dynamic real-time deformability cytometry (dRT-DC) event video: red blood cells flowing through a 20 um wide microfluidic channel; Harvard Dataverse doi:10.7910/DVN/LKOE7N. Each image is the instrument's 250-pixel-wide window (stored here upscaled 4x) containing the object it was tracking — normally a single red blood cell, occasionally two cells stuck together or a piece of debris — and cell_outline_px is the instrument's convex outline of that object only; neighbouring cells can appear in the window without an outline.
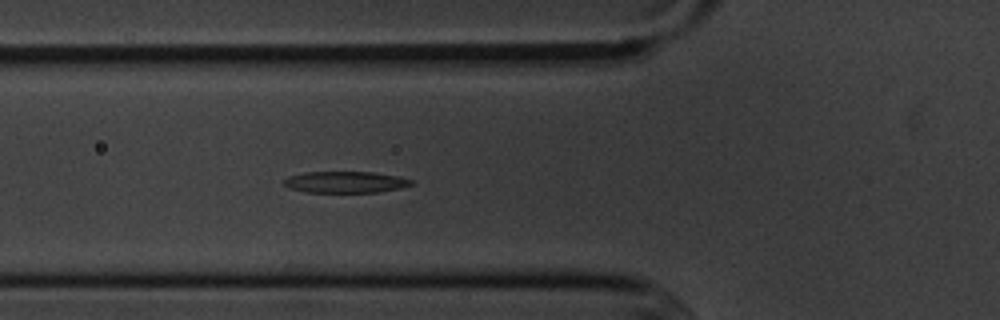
{"species": "common noctule bat (a hibernating species)", "species_latin": "Nyctalus noctula", "temperature_condition": "cold", "stored_images_in_passage": 6, "camera_frame_rate_fps": 3000, "um_per_image_px": 0.085, "animal": {"sex": "male", "body_mass_g": 20.1, "forearm_length_mm": 53.5}, "frame": {"image": 1, "passage_image": 6, "time_ms": 5.667, "image_size_px": [1000, 320], "cell_outline_px": [[416, 184], [400, 188], [380, 192], [304, 192], [288, 188], [284, 184], [284, 180], [288, 176], [304, 172], [372, 172], [396, 176], [416, 180]], "centroid_in_image_um": [29.39, 15.48], "position_along_channel_um": 96.4, "area_um2": 16.07}}